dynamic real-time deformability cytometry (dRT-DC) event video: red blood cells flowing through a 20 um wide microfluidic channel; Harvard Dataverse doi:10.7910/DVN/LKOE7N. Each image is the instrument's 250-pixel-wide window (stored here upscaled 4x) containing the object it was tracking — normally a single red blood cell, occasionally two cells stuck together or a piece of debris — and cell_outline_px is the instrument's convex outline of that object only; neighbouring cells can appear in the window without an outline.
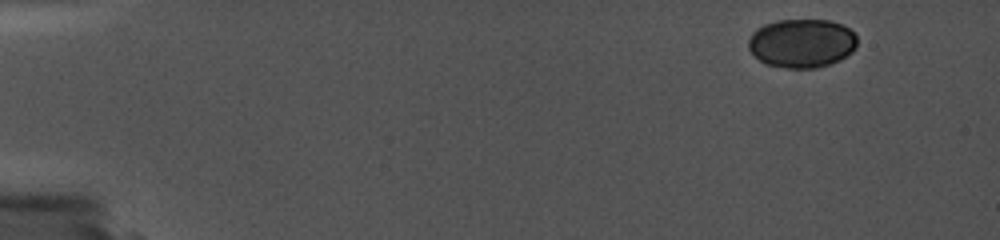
{"species": "common noctule bat (a hibernating species)", "species_latin": "Nyctalus noctula", "temperature_condition": "cold", "stored_images_in_passage": 2, "camera_frame_rate_fps": 5000, "um_per_image_px": 0.085, "animal": {"sex": "female", "body_mass_g": 19.0, "forearm_length_mm": 56.7}, "frame": {"image": 1, "passage_image": 1, "time_ms": 0.0, "image_size_px": [1000, 240], "cell_outline_px": [[856, 48], [852, 52], [836, 60], [812, 68], [792, 68], [768, 64], [760, 60], [748, 48], [748, 40], [752, 32], [756, 28], [764, 24], [776, 20], [828, 20], [844, 24], [856, 36]], "centroid_in_image_um": [68.13, 3.64], "position_along_channel_um": 16.9, "area_um2": 30.58}}